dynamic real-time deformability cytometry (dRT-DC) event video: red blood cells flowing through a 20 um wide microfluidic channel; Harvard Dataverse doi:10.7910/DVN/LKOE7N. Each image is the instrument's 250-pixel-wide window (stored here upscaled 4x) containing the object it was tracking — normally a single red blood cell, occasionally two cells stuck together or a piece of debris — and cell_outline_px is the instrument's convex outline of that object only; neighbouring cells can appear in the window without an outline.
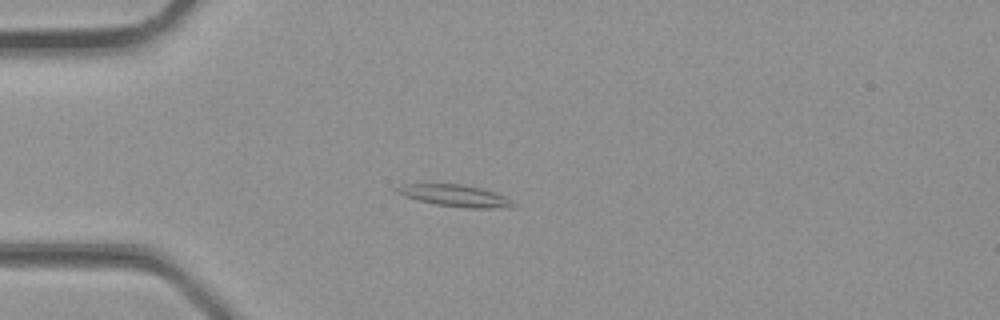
{"species": "common noctule bat (a hibernating species)", "species_latin": "Nyctalus noctula", "temperature_condition": "room temperature", "stored_images_in_passage": 35, "camera_frame_rate_fps": 3000, "um_per_image_px": 0.085, "animal": {"sex": "male", "body_mass_g": 23.1, "forearm_length_mm": 52.7}, "frame": {"image": 1, "passage_image": 10, "time_ms": 3.0, "image_size_px": [1000, 320], "cell_outline_px": [[516, 204], [512, 208], [464, 208], [436, 204], [420, 200], [396, 192], [392, 188], [404, 184], [464, 184], [480, 188], [504, 196]], "centroid_in_image_um": [38.71, 16.63], "position_along_channel_um": 46.3, "area_um2": 14.57}}
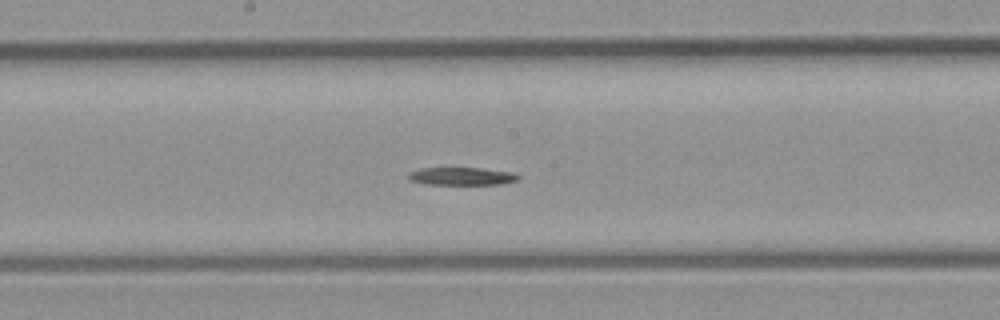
{"frame": {"image": 2, "passage_image": 19, "time_ms": 6.0, "image_size_px": [1000, 320], "cell_outline_px": [[520, 180], [500, 184], [428, 184], [412, 180], [408, 176], [412, 172], [420, 168], [480, 168], [512, 172], [520, 176]], "centroid_in_image_um": [39.33, 14.98], "position_along_channel_um": 208.9, "area_um2": 11.16}}
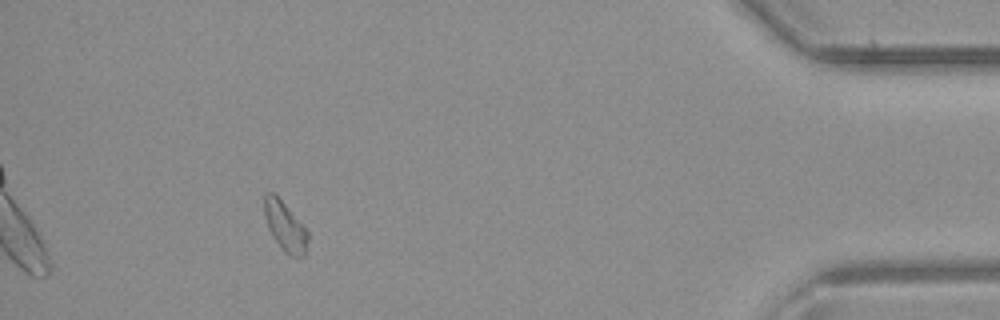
{"frame": {"image": 3, "passage_image": 32, "time_ms": 10.333, "image_size_px": [1000, 320], "cell_outline_px": [[308, 236], [304, 256], [292, 256], [272, 236], [268, 228], [264, 216], [264, 192], [272, 192], [284, 204], [308, 232]], "centroid_in_image_um": [24.2, 19.2], "position_along_channel_um": 411.0, "area_um2": 11.91}}